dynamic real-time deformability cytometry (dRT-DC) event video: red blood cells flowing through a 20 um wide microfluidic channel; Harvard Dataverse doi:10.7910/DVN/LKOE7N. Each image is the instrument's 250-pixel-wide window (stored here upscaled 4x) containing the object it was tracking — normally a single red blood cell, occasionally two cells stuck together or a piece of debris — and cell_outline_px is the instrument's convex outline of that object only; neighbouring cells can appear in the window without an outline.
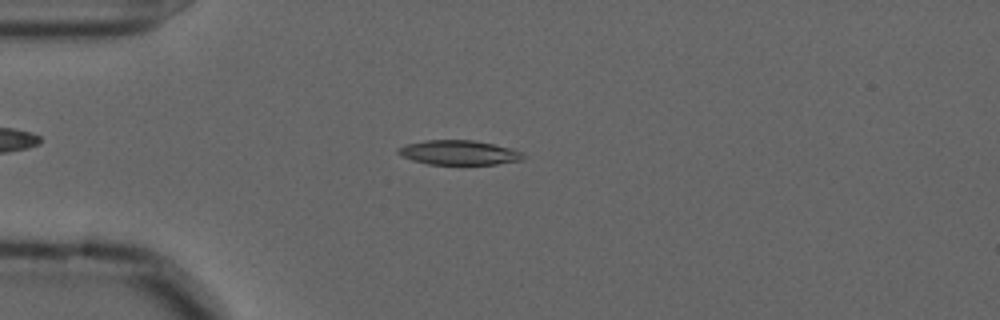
{"species": "common noctule bat (a hibernating species)", "species_latin": "Nyctalus noctula", "temperature_condition": "cold", "stored_images_in_passage": 56, "camera_frame_rate_fps": 3000, "um_per_image_px": 0.085, "animal": {"sex": "male", "forearm_length_mm": 52.5}, "frame": {"image": 1, "passage_image": 14, "time_ms": 4.333, "image_size_px": [1000, 320], "cell_outline_px": [[524, 160], [496, 164], [428, 164], [412, 160], [400, 156], [396, 152], [396, 148], [408, 144], [428, 140], [472, 140], [492, 144], [524, 152]], "centroid_in_image_um": [38.99, 12.98], "position_along_channel_um": 46.0, "area_um2": 17.8}}
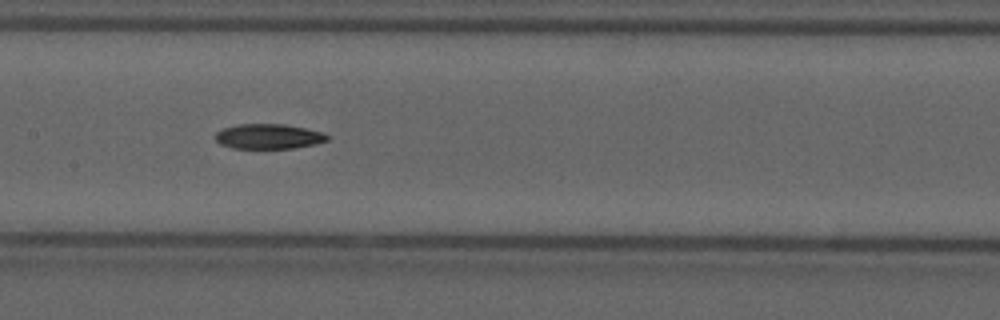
{"frame": {"image": 2, "passage_image": 27, "time_ms": 8.667, "image_size_px": [1000, 320], "cell_outline_px": [[332, 136], [328, 140], [316, 144], [292, 148], [232, 148], [220, 144], [216, 140], [216, 132], [224, 128], [236, 124], [284, 124], [324, 132]], "centroid_in_image_um": [22.86, 11.59], "position_along_channel_um": 184.5, "area_um2": 16.36}}
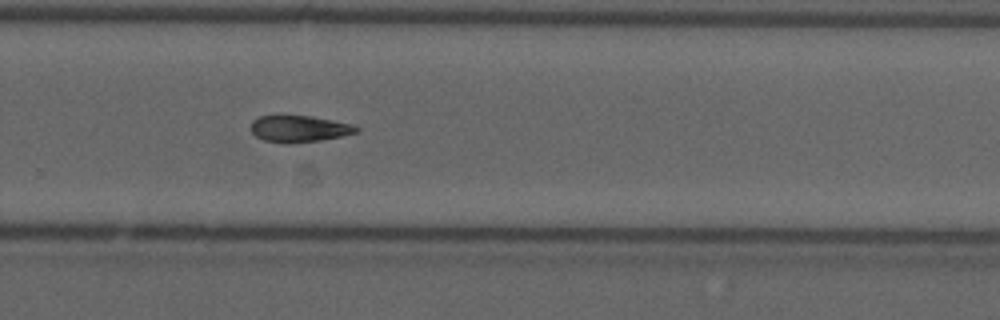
{"frame": {"image": 3, "passage_image": 37, "time_ms": 12.0, "image_size_px": [1000, 320], "cell_outline_px": [[360, 128], [356, 132], [340, 136], [320, 140], [264, 140], [256, 136], [252, 132], [252, 120], [260, 116], [312, 116], [352, 124]], "centroid_in_image_um": [25.46, 10.89], "position_along_channel_um": 304.3, "area_um2": 15.32}, "authors_computed_cell_mechanics": {"area_um2": 17.8602, "velocity_mm_per_s": 3.6164, "shape_relaxation_time_tau1_ms": 7.0241, "shape_relaxation_time_tau2_ms": null, "deformation_change_tau1": 0.1222, "deformation_change_tau2": null}}